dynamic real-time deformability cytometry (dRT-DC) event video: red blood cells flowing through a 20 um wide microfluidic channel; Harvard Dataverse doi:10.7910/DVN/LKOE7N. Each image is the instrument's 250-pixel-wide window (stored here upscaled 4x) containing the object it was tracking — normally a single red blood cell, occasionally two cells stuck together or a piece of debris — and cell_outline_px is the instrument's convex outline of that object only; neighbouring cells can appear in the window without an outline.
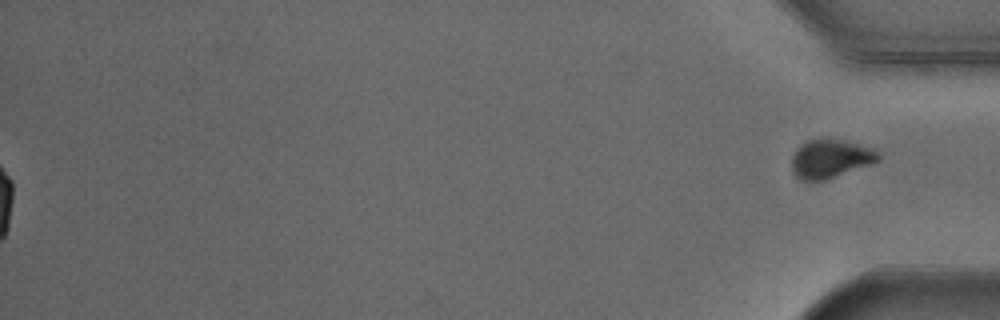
{"species": "Egyptian fruit bat (a non-hibernating species)", "species_latin": "Rousettus aegyptiacus", "temperature_condition": "cold", "stored_images_in_passage": 53, "segment_of_instrument_passage": [2, 2], "camera_frame_rate_fps": 3000, "um_per_image_px": 0.085, "animal": {"sex": "male"}, "frame": {"image": 1, "passage_image": 53, "time_ms": 17.333, "image_size_px": [1000, 320], "cell_outline_px": [[880, 160], [872, 164], [824, 180], [800, 180], [792, 172], [792, 156], [796, 148], [804, 140], [844, 140], [872, 148], [880, 152]], "centroid_in_image_um": [70.58, 13.49], "position_along_channel_um": 364.6, "area_um2": 19.42}}